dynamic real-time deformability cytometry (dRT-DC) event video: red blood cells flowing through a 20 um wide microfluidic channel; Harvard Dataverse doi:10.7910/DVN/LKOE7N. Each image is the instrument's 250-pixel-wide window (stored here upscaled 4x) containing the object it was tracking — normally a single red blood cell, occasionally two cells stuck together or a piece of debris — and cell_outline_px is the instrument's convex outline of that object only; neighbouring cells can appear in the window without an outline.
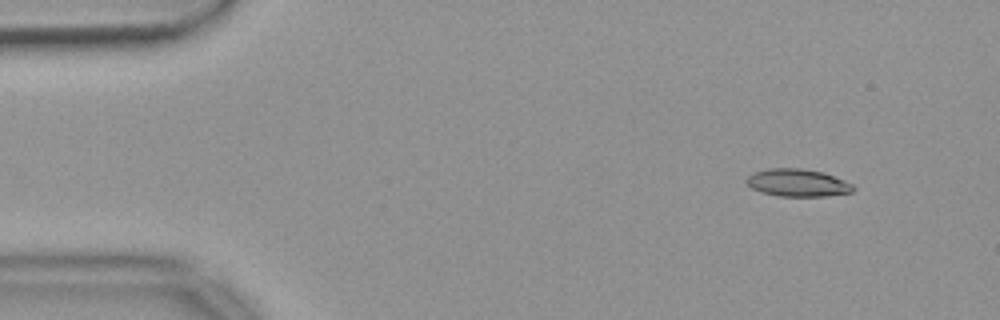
{"species": "common noctule bat (a hibernating species)", "species_latin": "Nyctalus noctula", "temperature_condition": "warm", "stored_images_in_passage": 54, "camera_frame_rate_fps": 3000, "um_per_image_px": 0.085, "animal": {"sex": "female", "body_mass_g": 18.4}, "frame": {"image": 1, "passage_image": 5, "time_ms": 1.333, "image_size_px": [1000, 320], "cell_outline_px": [[856, 188], [852, 192], [824, 196], [780, 196], [760, 192], [752, 188], [744, 180], [752, 172], [768, 168], [800, 168], [824, 172], [844, 180], [852, 184]], "centroid_in_image_um": [67.78, 15.53], "position_along_channel_um": 17.2, "area_um2": 17.22}}
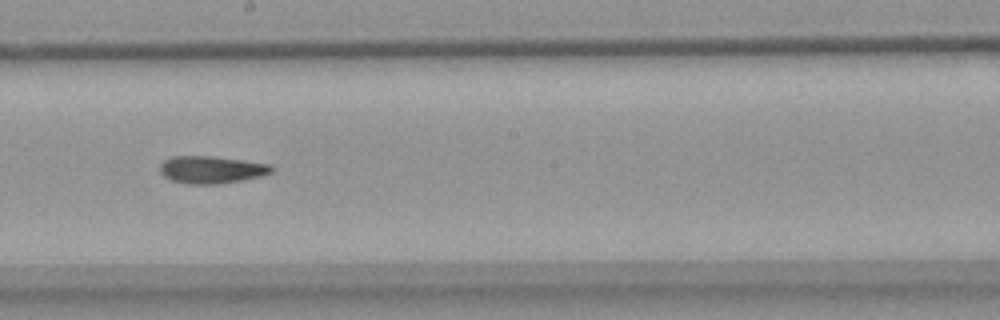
{"frame": {"image": 2, "passage_image": 30, "time_ms": 9.667, "image_size_px": [1000, 320], "cell_outline_px": [[272, 172], [260, 176], [240, 180], [216, 184], [188, 184], [172, 180], [164, 176], [160, 172], [160, 164], [164, 160], [172, 156], [212, 156], [272, 164]], "centroid_in_image_um": [17.95, 14.41], "position_along_channel_um": 230.3, "area_um2": 17.69}}
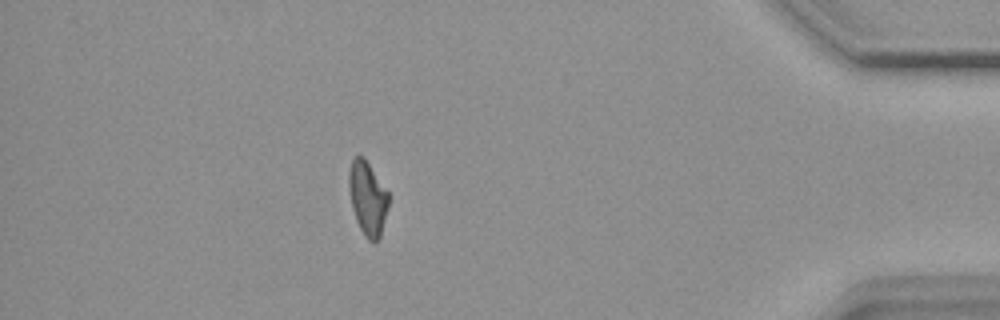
{"frame": {"image": 3, "passage_image": 48, "time_ms": 15.667, "image_size_px": [1000, 320], "cell_outline_px": [[388, 204], [380, 236], [376, 244], [372, 244], [364, 236], [356, 220], [352, 208], [348, 188], [348, 172], [352, 160], [356, 156], [364, 156], [388, 192]], "centroid_in_image_um": [31.22, 16.86], "position_along_channel_um": 404.0, "area_um2": 17.11}, "authors_computed_cell_mechanics": {"area_um2": 17.4845, "velocity_mm_per_s": 3.6822, "shape_relaxation_time_tau1_ms": null, "shape_relaxation_time_tau2_ms": 10.0554, "deformation_change_tau1": null, "deformation_change_tau2": 0.2216}}